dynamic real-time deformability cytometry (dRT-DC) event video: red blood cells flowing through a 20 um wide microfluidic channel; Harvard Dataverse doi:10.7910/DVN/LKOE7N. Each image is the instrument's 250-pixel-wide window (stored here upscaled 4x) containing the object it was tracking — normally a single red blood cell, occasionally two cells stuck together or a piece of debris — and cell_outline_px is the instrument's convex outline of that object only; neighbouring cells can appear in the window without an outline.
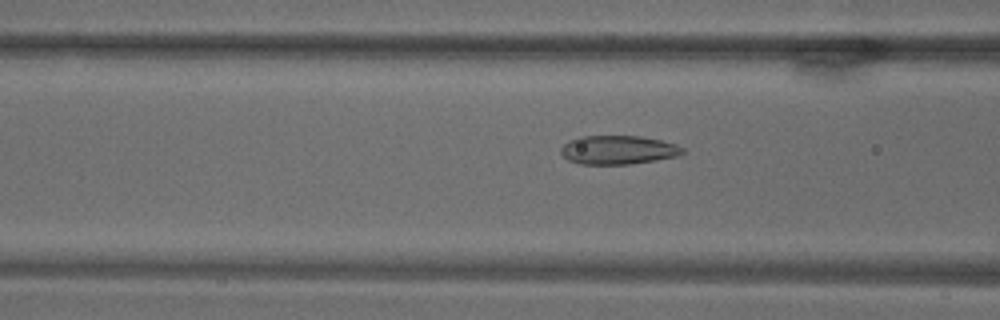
{"species": "common noctule bat (a hibernating species)", "species_latin": "Nyctalus noctula", "temperature_condition": "warm", "stored_images_in_passage": 61, "camera_frame_rate_fps": 3000, "um_per_image_px": 0.085, "animal": {"sex": "male", "body_mass_g": 18.8}, "frame": {"image": 1, "passage_image": 18, "time_ms": 5.667, "image_size_px": [1000, 320], "cell_outline_px": [[684, 152], [676, 156], [656, 160], [632, 164], [580, 164], [568, 160], [560, 152], [560, 148], [568, 140], [580, 136], [640, 136], [660, 140], [676, 144], [684, 148]], "centroid_in_image_um": [52.51, 12.74], "position_along_channel_um": 114.1, "area_um2": 20.46}}
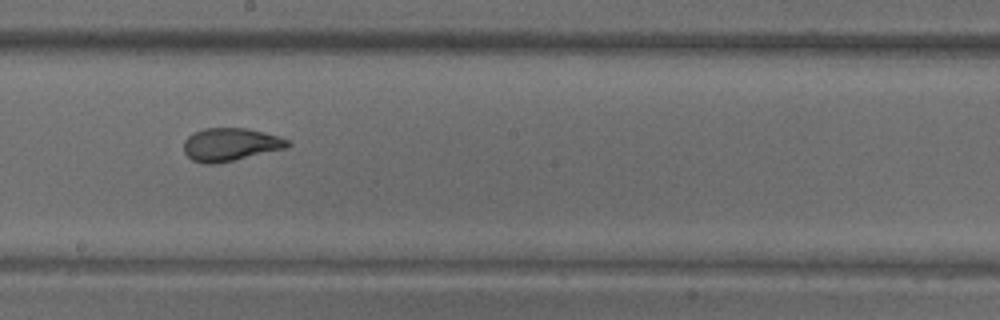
{"frame": {"image": 2, "passage_image": 30, "time_ms": 9.667, "image_size_px": [1000, 320], "cell_outline_px": [[292, 144], [288, 148], [216, 164], [204, 164], [192, 160], [184, 152], [184, 140], [188, 136], [204, 128], [248, 128], [280, 136], [288, 140]], "centroid_in_image_um": [19.61, 12.28], "position_along_channel_um": 228.6, "area_um2": 20.11}}
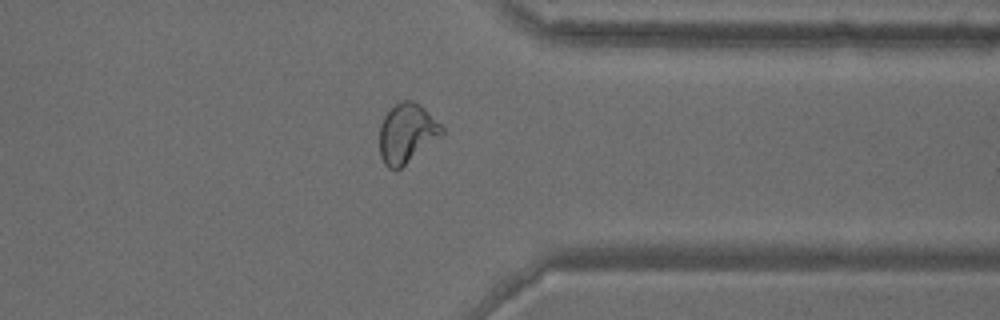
{"frame": {"image": 3, "passage_image": 46, "time_ms": 15.0, "image_size_px": [1000, 320], "cell_outline_px": [[444, 132], [440, 136], [400, 168], [388, 168], [384, 164], [380, 156], [380, 124], [384, 116], [400, 100], [412, 100], [420, 104], [444, 128]], "centroid_in_image_um": [34.56, 11.3], "position_along_channel_um": 376.8, "area_um2": 21.15}}